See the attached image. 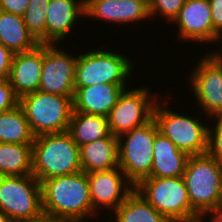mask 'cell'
Segmentation results:
<instances>
[{
	"label": "cell",
	"mask_w": 222,
	"mask_h": 222,
	"mask_svg": "<svg viewBox=\"0 0 222 222\" xmlns=\"http://www.w3.org/2000/svg\"><path fill=\"white\" fill-rule=\"evenodd\" d=\"M0 211L14 222L40 215L41 183L32 174L0 176Z\"/></svg>",
	"instance_id": "8"
},
{
	"label": "cell",
	"mask_w": 222,
	"mask_h": 222,
	"mask_svg": "<svg viewBox=\"0 0 222 222\" xmlns=\"http://www.w3.org/2000/svg\"><path fill=\"white\" fill-rule=\"evenodd\" d=\"M77 57L58 50L54 44H43V66L39 91L74 97Z\"/></svg>",
	"instance_id": "11"
},
{
	"label": "cell",
	"mask_w": 222,
	"mask_h": 222,
	"mask_svg": "<svg viewBox=\"0 0 222 222\" xmlns=\"http://www.w3.org/2000/svg\"><path fill=\"white\" fill-rule=\"evenodd\" d=\"M17 222H61V221L52 217L48 213L42 212L40 215L36 217L20 220Z\"/></svg>",
	"instance_id": "33"
},
{
	"label": "cell",
	"mask_w": 222,
	"mask_h": 222,
	"mask_svg": "<svg viewBox=\"0 0 222 222\" xmlns=\"http://www.w3.org/2000/svg\"><path fill=\"white\" fill-rule=\"evenodd\" d=\"M158 132L159 127L152 118L146 124L118 137L119 168L129 180L128 185L135 187L141 180L150 177L153 166V144ZM124 134L126 140H122Z\"/></svg>",
	"instance_id": "6"
},
{
	"label": "cell",
	"mask_w": 222,
	"mask_h": 222,
	"mask_svg": "<svg viewBox=\"0 0 222 222\" xmlns=\"http://www.w3.org/2000/svg\"><path fill=\"white\" fill-rule=\"evenodd\" d=\"M183 179L192 209L201 218L222 208V163L208 153L190 155Z\"/></svg>",
	"instance_id": "3"
},
{
	"label": "cell",
	"mask_w": 222,
	"mask_h": 222,
	"mask_svg": "<svg viewBox=\"0 0 222 222\" xmlns=\"http://www.w3.org/2000/svg\"><path fill=\"white\" fill-rule=\"evenodd\" d=\"M185 0H150L149 1V14L150 17L155 13H160L169 19L174 21L177 17L180 8L184 5Z\"/></svg>",
	"instance_id": "27"
},
{
	"label": "cell",
	"mask_w": 222,
	"mask_h": 222,
	"mask_svg": "<svg viewBox=\"0 0 222 222\" xmlns=\"http://www.w3.org/2000/svg\"><path fill=\"white\" fill-rule=\"evenodd\" d=\"M85 16L119 23L140 21L150 17L145 0H85Z\"/></svg>",
	"instance_id": "17"
},
{
	"label": "cell",
	"mask_w": 222,
	"mask_h": 222,
	"mask_svg": "<svg viewBox=\"0 0 222 222\" xmlns=\"http://www.w3.org/2000/svg\"><path fill=\"white\" fill-rule=\"evenodd\" d=\"M19 98L14 92L9 79L0 80V114L16 108Z\"/></svg>",
	"instance_id": "29"
},
{
	"label": "cell",
	"mask_w": 222,
	"mask_h": 222,
	"mask_svg": "<svg viewBox=\"0 0 222 222\" xmlns=\"http://www.w3.org/2000/svg\"><path fill=\"white\" fill-rule=\"evenodd\" d=\"M222 31L220 33L217 34L216 40L218 41V39L222 38ZM222 40V39H221Z\"/></svg>",
	"instance_id": "36"
},
{
	"label": "cell",
	"mask_w": 222,
	"mask_h": 222,
	"mask_svg": "<svg viewBox=\"0 0 222 222\" xmlns=\"http://www.w3.org/2000/svg\"><path fill=\"white\" fill-rule=\"evenodd\" d=\"M49 2L50 0H29L23 15L25 26L40 44H45L46 14Z\"/></svg>",
	"instance_id": "26"
},
{
	"label": "cell",
	"mask_w": 222,
	"mask_h": 222,
	"mask_svg": "<svg viewBox=\"0 0 222 222\" xmlns=\"http://www.w3.org/2000/svg\"><path fill=\"white\" fill-rule=\"evenodd\" d=\"M189 155L161 132L156 134L153 144V166L150 177H183Z\"/></svg>",
	"instance_id": "20"
},
{
	"label": "cell",
	"mask_w": 222,
	"mask_h": 222,
	"mask_svg": "<svg viewBox=\"0 0 222 222\" xmlns=\"http://www.w3.org/2000/svg\"><path fill=\"white\" fill-rule=\"evenodd\" d=\"M121 174L124 173L119 167L87 173L90 198L94 211L98 205L115 211L126 200L131 191L135 189L133 185L125 187V180L123 179L126 178H123Z\"/></svg>",
	"instance_id": "14"
},
{
	"label": "cell",
	"mask_w": 222,
	"mask_h": 222,
	"mask_svg": "<svg viewBox=\"0 0 222 222\" xmlns=\"http://www.w3.org/2000/svg\"><path fill=\"white\" fill-rule=\"evenodd\" d=\"M82 171L92 173L119 167V140L111 133L102 139L80 146Z\"/></svg>",
	"instance_id": "19"
},
{
	"label": "cell",
	"mask_w": 222,
	"mask_h": 222,
	"mask_svg": "<svg viewBox=\"0 0 222 222\" xmlns=\"http://www.w3.org/2000/svg\"><path fill=\"white\" fill-rule=\"evenodd\" d=\"M0 43L14 54L35 49L40 43L25 26L23 16L0 11Z\"/></svg>",
	"instance_id": "21"
},
{
	"label": "cell",
	"mask_w": 222,
	"mask_h": 222,
	"mask_svg": "<svg viewBox=\"0 0 222 222\" xmlns=\"http://www.w3.org/2000/svg\"><path fill=\"white\" fill-rule=\"evenodd\" d=\"M29 0H0V11L23 16Z\"/></svg>",
	"instance_id": "30"
},
{
	"label": "cell",
	"mask_w": 222,
	"mask_h": 222,
	"mask_svg": "<svg viewBox=\"0 0 222 222\" xmlns=\"http://www.w3.org/2000/svg\"><path fill=\"white\" fill-rule=\"evenodd\" d=\"M213 29L218 34L222 31V0H209Z\"/></svg>",
	"instance_id": "32"
},
{
	"label": "cell",
	"mask_w": 222,
	"mask_h": 222,
	"mask_svg": "<svg viewBox=\"0 0 222 222\" xmlns=\"http://www.w3.org/2000/svg\"><path fill=\"white\" fill-rule=\"evenodd\" d=\"M174 22L179 26V38L209 43L216 41L209 0H185Z\"/></svg>",
	"instance_id": "13"
},
{
	"label": "cell",
	"mask_w": 222,
	"mask_h": 222,
	"mask_svg": "<svg viewBox=\"0 0 222 222\" xmlns=\"http://www.w3.org/2000/svg\"><path fill=\"white\" fill-rule=\"evenodd\" d=\"M80 14L85 15V0H50L46 14L45 44L64 39Z\"/></svg>",
	"instance_id": "18"
},
{
	"label": "cell",
	"mask_w": 222,
	"mask_h": 222,
	"mask_svg": "<svg viewBox=\"0 0 222 222\" xmlns=\"http://www.w3.org/2000/svg\"><path fill=\"white\" fill-rule=\"evenodd\" d=\"M14 53L0 43V80L9 78Z\"/></svg>",
	"instance_id": "31"
},
{
	"label": "cell",
	"mask_w": 222,
	"mask_h": 222,
	"mask_svg": "<svg viewBox=\"0 0 222 222\" xmlns=\"http://www.w3.org/2000/svg\"><path fill=\"white\" fill-rule=\"evenodd\" d=\"M208 213H212L213 214L212 222H222V208L221 209L212 210L210 212H206L205 214H208Z\"/></svg>",
	"instance_id": "34"
},
{
	"label": "cell",
	"mask_w": 222,
	"mask_h": 222,
	"mask_svg": "<svg viewBox=\"0 0 222 222\" xmlns=\"http://www.w3.org/2000/svg\"><path fill=\"white\" fill-rule=\"evenodd\" d=\"M134 188L171 222L200 221V216L190 205L183 177H147Z\"/></svg>",
	"instance_id": "4"
},
{
	"label": "cell",
	"mask_w": 222,
	"mask_h": 222,
	"mask_svg": "<svg viewBox=\"0 0 222 222\" xmlns=\"http://www.w3.org/2000/svg\"><path fill=\"white\" fill-rule=\"evenodd\" d=\"M0 222H14L9 216L0 211Z\"/></svg>",
	"instance_id": "35"
},
{
	"label": "cell",
	"mask_w": 222,
	"mask_h": 222,
	"mask_svg": "<svg viewBox=\"0 0 222 222\" xmlns=\"http://www.w3.org/2000/svg\"><path fill=\"white\" fill-rule=\"evenodd\" d=\"M159 132L170 139L179 150L190 155L207 153L208 126L194 118L186 117L155 105L153 110Z\"/></svg>",
	"instance_id": "9"
},
{
	"label": "cell",
	"mask_w": 222,
	"mask_h": 222,
	"mask_svg": "<svg viewBox=\"0 0 222 222\" xmlns=\"http://www.w3.org/2000/svg\"><path fill=\"white\" fill-rule=\"evenodd\" d=\"M149 94L148 88L145 87L123 91L107 116L109 130L113 136L118 138L153 118L156 103L152 102Z\"/></svg>",
	"instance_id": "10"
},
{
	"label": "cell",
	"mask_w": 222,
	"mask_h": 222,
	"mask_svg": "<svg viewBox=\"0 0 222 222\" xmlns=\"http://www.w3.org/2000/svg\"><path fill=\"white\" fill-rule=\"evenodd\" d=\"M34 136L68 131L73 112V97L37 90L19 99Z\"/></svg>",
	"instance_id": "5"
},
{
	"label": "cell",
	"mask_w": 222,
	"mask_h": 222,
	"mask_svg": "<svg viewBox=\"0 0 222 222\" xmlns=\"http://www.w3.org/2000/svg\"><path fill=\"white\" fill-rule=\"evenodd\" d=\"M32 175L43 180L82 171L80 147L68 131L34 137Z\"/></svg>",
	"instance_id": "2"
},
{
	"label": "cell",
	"mask_w": 222,
	"mask_h": 222,
	"mask_svg": "<svg viewBox=\"0 0 222 222\" xmlns=\"http://www.w3.org/2000/svg\"><path fill=\"white\" fill-rule=\"evenodd\" d=\"M32 144L0 142V176L32 174Z\"/></svg>",
	"instance_id": "23"
},
{
	"label": "cell",
	"mask_w": 222,
	"mask_h": 222,
	"mask_svg": "<svg viewBox=\"0 0 222 222\" xmlns=\"http://www.w3.org/2000/svg\"><path fill=\"white\" fill-rule=\"evenodd\" d=\"M115 222H171L133 189L115 210Z\"/></svg>",
	"instance_id": "24"
},
{
	"label": "cell",
	"mask_w": 222,
	"mask_h": 222,
	"mask_svg": "<svg viewBox=\"0 0 222 222\" xmlns=\"http://www.w3.org/2000/svg\"><path fill=\"white\" fill-rule=\"evenodd\" d=\"M131 61L123 54L94 50L77 57L75 65V87H87L98 83L125 84Z\"/></svg>",
	"instance_id": "7"
},
{
	"label": "cell",
	"mask_w": 222,
	"mask_h": 222,
	"mask_svg": "<svg viewBox=\"0 0 222 222\" xmlns=\"http://www.w3.org/2000/svg\"><path fill=\"white\" fill-rule=\"evenodd\" d=\"M43 212L61 222H83L94 213L87 173L81 171L41 182Z\"/></svg>",
	"instance_id": "1"
},
{
	"label": "cell",
	"mask_w": 222,
	"mask_h": 222,
	"mask_svg": "<svg viewBox=\"0 0 222 222\" xmlns=\"http://www.w3.org/2000/svg\"><path fill=\"white\" fill-rule=\"evenodd\" d=\"M125 87V84L107 83L75 87L73 111L107 117Z\"/></svg>",
	"instance_id": "16"
},
{
	"label": "cell",
	"mask_w": 222,
	"mask_h": 222,
	"mask_svg": "<svg viewBox=\"0 0 222 222\" xmlns=\"http://www.w3.org/2000/svg\"><path fill=\"white\" fill-rule=\"evenodd\" d=\"M68 132L80 147L83 144L107 137L110 134L108 119L103 115L73 111Z\"/></svg>",
	"instance_id": "22"
},
{
	"label": "cell",
	"mask_w": 222,
	"mask_h": 222,
	"mask_svg": "<svg viewBox=\"0 0 222 222\" xmlns=\"http://www.w3.org/2000/svg\"><path fill=\"white\" fill-rule=\"evenodd\" d=\"M217 120L213 130L208 128L207 153L222 163V116H217Z\"/></svg>",
	"instance_id": "28"
},
{
	"label": "cell",
	"mask_w": 222,
	"mask_h": 222,
	"mask_svg": "<svg viewBox=\"0 0 222 222\" xmlns=\"http://www.w3.org/2000/svg\"><path fill=\"white\" fill-rule=\"evenodd\" d=\"M191 74V84L204 113L222 116V55H206Z\"/></svg>",
	"instance_id": "12"
},
{
	"label": "cell",
	"mask_w": 222,
	"mask_h": 222,
	"mask_svg": "<svg viewBox=\"0 0 222 222\" xmlns=\"http://www.w3.org/2000/svg\"><path fill=\"white\" fill-rule=\"evenodd\" d=\"M42 66L43 44L33 50L14 54L8 79L19 99L39 90Z\"/></svg>",
	"instance_id": "15"
},
{
	"label": "cell",
	"mask_w": 222,
	"mask_h": 222,
	"mask_svg": "<svg viewBox=\"0 0 222 222\" xmlns=\"http://www.w3.org/2000/svg\"><path fill=\"white\" fill-rule=\"evenodd\" d=\"M34 137L24 111L19 105L0 114V142L33 144Z\"/></svg>",
	"instance_id": "25"
}]
</instances>
